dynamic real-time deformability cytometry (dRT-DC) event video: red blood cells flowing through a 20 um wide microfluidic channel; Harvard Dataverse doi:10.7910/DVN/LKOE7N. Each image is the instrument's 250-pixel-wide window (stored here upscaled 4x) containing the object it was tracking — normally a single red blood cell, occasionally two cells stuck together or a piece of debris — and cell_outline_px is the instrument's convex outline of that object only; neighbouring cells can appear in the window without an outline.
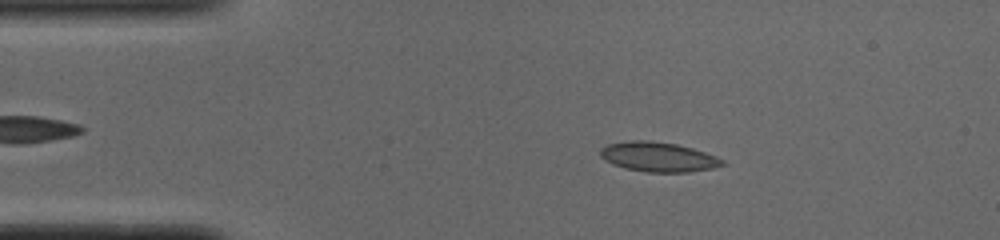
{"species": "common noctule bat (a hibernating species)", "species_latin": "Nyctalus noctula", "temperature_condition": "cold", "stored_images_in_passage": 39, "camera_frame_rate_fps": 3000, "um_per_image_px": 0.085, "animal": {"sex": "male", "body_mass_g": 19.0, "forearm_length_mm": 50.8}, "frame": {"image": 1, "passage_image": 3, "time_ms": 0.667, "image_size_px": [1000, 240], "cell_outline_px": [[724, 164], [712, 168], [688, 172], [648, 172], [628, 168], [616, 164], [600, 156], [600, 148], [608, 144], [632, 140], [644, 140], [676, 144], [692, 148], [704, 152], [724, 160]], "centroid_in_image_um": [55.97, 13.33], "position_along_channel_um": 29.0, "area_um2": 20.58}}
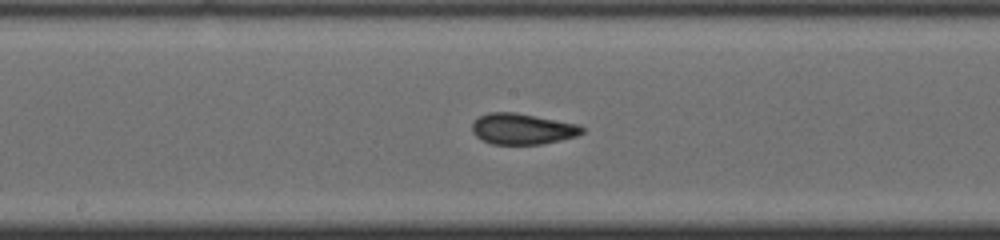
{"frame": {"image": 2, "passage_image": 20, "time_ms": 6.333, "image_size_px": [1000, 240], "cell_outline_px": [[584, 132], [576, 136], [540, 144], [492, 144], [476, 136], [472, 132], [472, 124], [480, 116], [488, 112], [516, 112], [576, 124], [584, 128]], "centroid_in_image_um": [44.38, 10.95], "position_along_channel_um": 203.8, "area_um2": 19.54}}
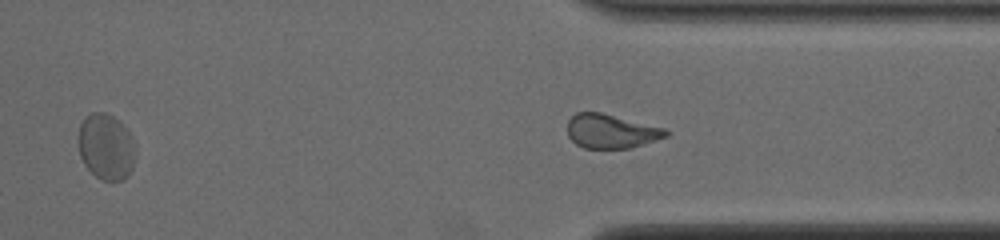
{"frame": {"image": 3, "passage_image": 32, "time_ms": 10.333, "image_size_px": [1000, 240], "cell_outline_px": [[668, 136], [632, 148], [584, 148], [576, 144], [568, 136], [568, 120], [576, 112], [600, 112], [664, 128], [668, 132]], "centroid_in_image_um": [51.92, 11.16], "position_along_channel_um": 359.5, "area_um2": 19.42}, "authors_computed_cell_mechanics": {"area_um2": 19.7676, "velocity_mm_per_s": 3.879, "shape_relaxation_time_tau1_ms": null, "shape_relaxation_time_tau2_ms": 1.6578, "deformation_change_tau1": null, "deformation_change_tau2": 0.0602}}